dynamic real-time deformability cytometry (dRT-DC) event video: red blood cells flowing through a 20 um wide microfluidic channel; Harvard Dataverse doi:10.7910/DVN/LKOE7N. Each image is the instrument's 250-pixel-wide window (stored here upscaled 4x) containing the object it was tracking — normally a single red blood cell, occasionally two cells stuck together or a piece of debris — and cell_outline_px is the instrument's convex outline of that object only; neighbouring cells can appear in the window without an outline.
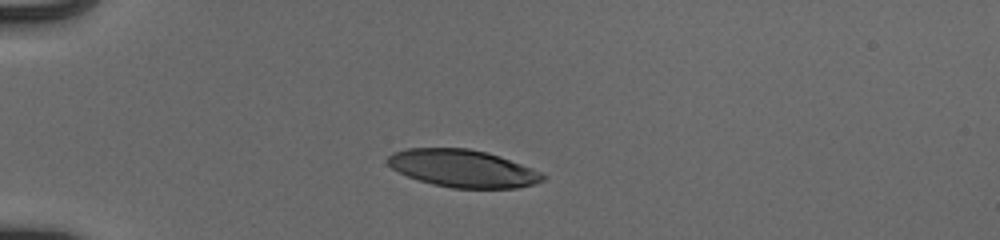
{"species": "human", "species_latin": "Homo sapiens", "temperature_condition": "cold", "stored_images_in_passage": 39, "camera_frame_rate_fps": 3000, "um_per_image_px": 0.085, "donor": {"sex": "male"}, "frame": {"image": 1, "passage_image": 1, "time_ms": 0.0, "image_size_px": [1000, 240], "cell_outline_px": [[544, 180], [532, 184], [516, 188], [452, 188], [432, 184], [408, 176], [392, 168], [388, 164], [388, 156], [392, 152], [408, 148], [468, 148], [484, 152], [532, 168], [540, 172], [544, 176]], "centroid_in_image_um": [39.3, 14.32], "position_along_channel_um": 45.7, "area_um2": 33.35}}
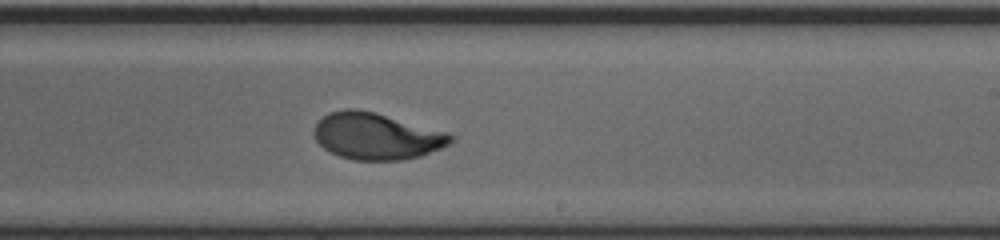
{"frame": {"image": 2, "passage_image": 20, "time_ms": 6.333, "image_size_px": [1000, 240], "cell_outline_px": [[452, 140], [448, 144], [440, 148], [420, 156], [404, 160], [352, 160], [328, 152], [316, 140], [316, 124], [328, 112], [344, 108], [356, 108], [376, 112], [448, 132], [452, 136]], "centroid_in_image_um": [32.0, 11.57], "position_along_channel_um": 257.0, "area_um2": 37.05}}
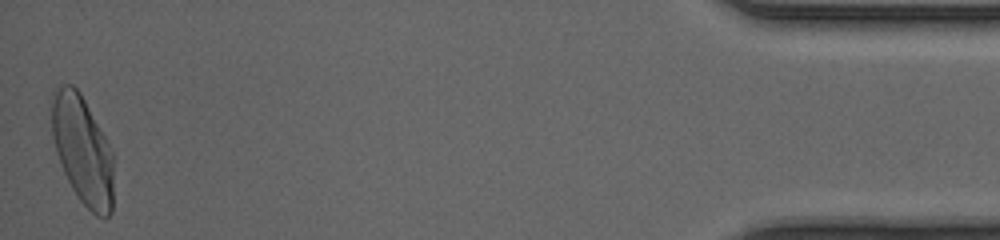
{"frame": {"image": 3, "passage_image": 39, "time_ms": 12.667, "image_size_px": [1000, 240], "cell_outline_px": [[112, 212], [108, 216], [96, 216], [80, 200], [72, 188], [64, 172], [56, 152], [52, 136], [48, 104], [52, 88], [60, 84], [72, 84], [80, 92], [104, 136], [112, 152]], "centroid_in_image_um": [6.94, 12.66], "position_along_channel_um": 428.3, "area_um2": 39.36}, "authors_computed_cell_mechanics": {"area_um2": 37.0498, "velocity_mm_per_s": 3.9345, "shape_relaxation_time_tau1_ms": 3.201, "shape_relaxation_time_tau2_ms": null, "deformation_change_tau1": 0.1876, "deformation_change_tau2": null}}